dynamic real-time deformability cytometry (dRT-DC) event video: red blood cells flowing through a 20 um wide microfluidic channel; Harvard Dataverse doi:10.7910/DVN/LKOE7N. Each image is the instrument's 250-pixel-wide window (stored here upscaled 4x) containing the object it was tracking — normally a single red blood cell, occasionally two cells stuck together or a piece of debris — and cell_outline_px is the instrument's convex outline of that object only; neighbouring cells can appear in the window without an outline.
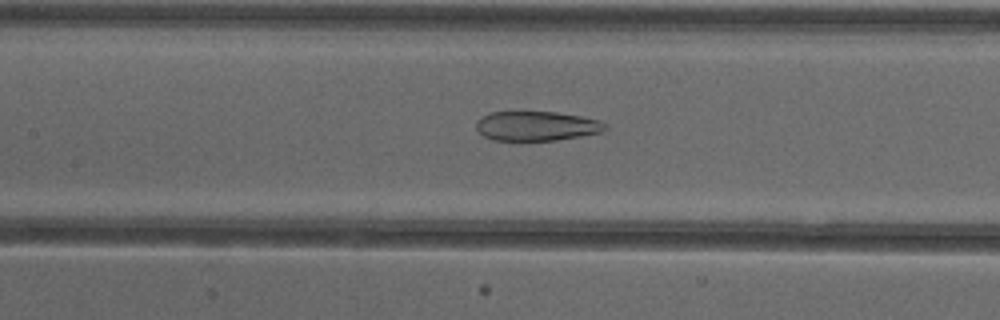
{"species": "common noctule bat (a hibernating species)", "species_latin": "Nyctalus noctula", "temperature_condition": "cold", "stored_images_in_passage": 53, "camera_frame_rate_fps": 3000, "um_per_image_px": 0.085, "animal": {"sex": "female"}, "frame": {"image": 1, "passage_image": 25, "time_ms": 8.0, "image_size_px": [1000, 320], "cell_outline_px": [[608, 128], [600, 132], [580, 136], [556, 140], [492, 140], [484, 136], [476, 128], [476, 120], [480, 116], [488, 112], [556, 112], [580, 116], [600, 120], [608, 124]], "centroid_in_image_um": [45.59, 10.7], "position_along_channel_um": 161.8, "area_um2": 22.25}}
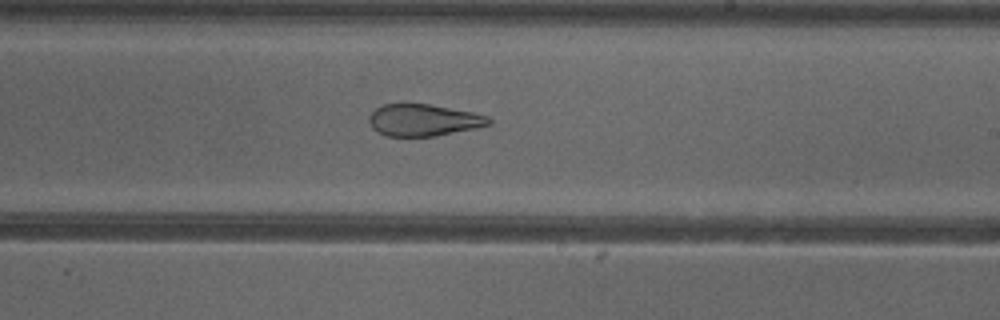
{"frame": {"image": 2, "passage_image": 32, "time_ms": 10.333, "image_size_px": [1000, 320], "cell_outline_px": [[492, 124], [476, 128], [436, 136], [388, 136], [372, 128], [368, 120], [368, 116], [376, 108], [384, 104], [428, 104], [472, 112], [488, 116], [492, 120]], "centroid_in_image_um": [36.01, 10.21], "position_along_channel_um": 253.0, "area_um2": 22.14}}
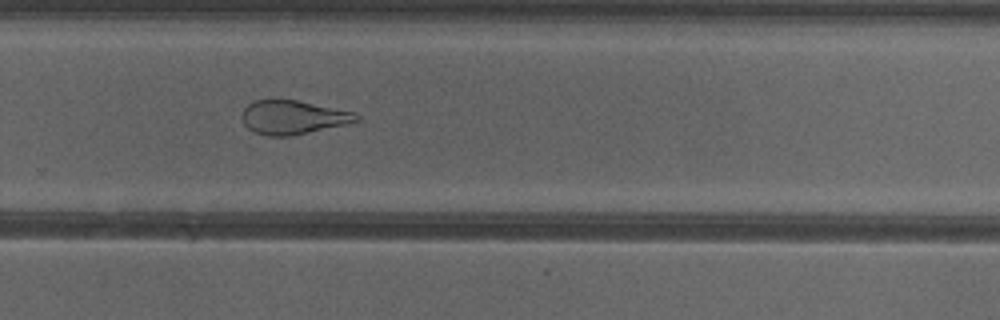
{"frame": {"image": 3, "passage_image": 36, "time_ms": 11.667, "image_size_px": [1000, 320], "cell_outline_px": [[360, 120], [348, 124], [288, 136], [268, 136], [252, 132], [244, 124], [240, 116], [244, 108], [248, 104], [256, 100], [296, 100], [356, 112], [360, 116]], "centroid_in_image_um": [24.9, 9.97], "position_along_channel_um": 304.9, "area_um2": 22.6}, "authors_computed_cell_mechanics": {"area_um2": 29.0156, "velocity_mm_per_s": 3.9171, "shape_relaxation_time_tau1_ms": null, "shape_relaxation_time_tau2_ms": 1.6212, "deformation_change_tau1": null, "deformation_change_tau2": 0.0952}}